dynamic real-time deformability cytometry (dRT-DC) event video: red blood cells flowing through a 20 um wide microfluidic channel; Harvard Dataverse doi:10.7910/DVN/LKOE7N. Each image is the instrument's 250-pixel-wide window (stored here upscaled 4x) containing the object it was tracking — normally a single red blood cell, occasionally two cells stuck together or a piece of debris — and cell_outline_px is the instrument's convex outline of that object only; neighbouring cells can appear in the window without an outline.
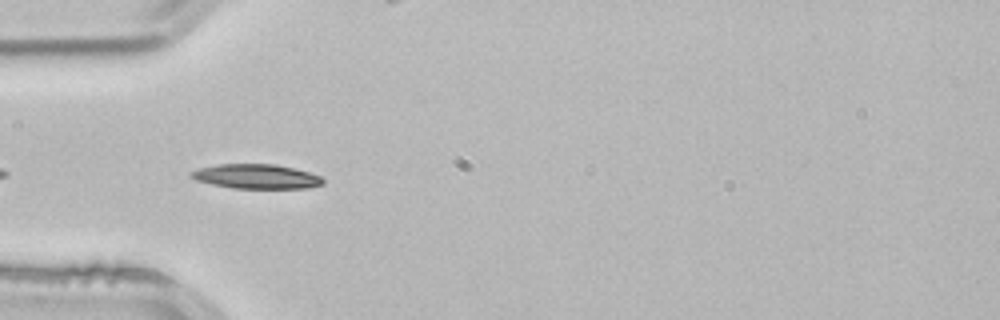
{"species": "common noctule bat (a hibernating species)", "species_latin": "Nyctalus noctula", "temperature_condition": "room temperature", "stored_images_in_passage": 3, "camera_frame_rate_fps": 3000, "um_per_image_px": 0.085, "animal": {"sex": "male", "body_mass_g": 21.5, "forearm_length_mm": 52.0}, "frame": {"image": 1, "passage_image": 2, "time_ms": 0.333, "image_size_px": [1000, 320], "cell_outline_px": [[324, 184], [308, 188], [232, 188], [212, 184], [196, 180], [188, 176], [188, 172], [200, 168], [220, 164], [276, 164], [296, 168], [320, 176], [324, 180]], "centroid_in_image_um": [21.79, 14.99], "position_along_channel_um": 63.2, "area_um2": 18.9}}